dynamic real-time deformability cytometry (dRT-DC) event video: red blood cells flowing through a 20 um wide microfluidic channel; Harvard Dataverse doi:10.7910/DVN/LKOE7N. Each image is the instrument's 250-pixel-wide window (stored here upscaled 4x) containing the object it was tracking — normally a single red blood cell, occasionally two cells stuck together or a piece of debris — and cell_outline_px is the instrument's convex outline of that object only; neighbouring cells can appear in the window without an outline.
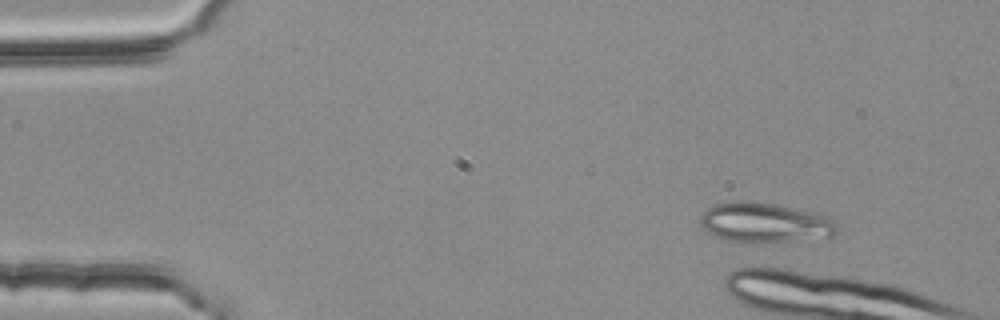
{"species": "common noctule bat (a hibernating species)", "species_latin": "Nyctalus noctula", "temperature_condition": "room temperature", "stored_images_in_passage": 4, "camera_frame_rate_fps": 3000, "um_per_image_px": 0.085, "animal": {"sex": "female", "body_mass_g": 25.1}, "frame": {"image": 1, "passage_image": 4, "time_ms": 1.0, "image_size_px": [1000, 320], "cell_outline_px": [[840, 228], [832, 236], [788, 240], [732, 240], [716, 236], [708, 232], [700, 224], [700, 216], [712, 204], [732, 200], [748, 200], [776, 204], [812, 212], [824, 216], [832, 220]], "centroid_in_image_um": [64.96, 18.86], "position_along_channel_um": 20.0, "area_um2": 30.81}}